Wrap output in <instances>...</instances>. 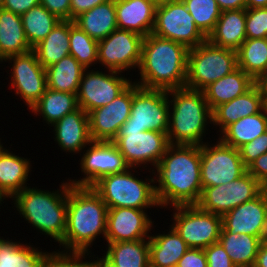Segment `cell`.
I'll use <instances>...</instances> for the list:
<instances>
[{"label": "cell", "instance_id": "7c38bea8", "mask_svg": "<svg viewBox=\"0 0 267 267\" xmlns=\"http://www.w3.org/2000/svg\"><path fill=\"white\" fill-rule=\"evenodd\" d=\"M217 140L212 146L208 140L201 146L202 188L230 183L247 171L239 149Z\"/></svg>", "mask_w": 267, "mask_h": 267}, {"label": "cell", "instance_id": "ab89813d", "mask_svg": "<svg viewBox=\"0 0 267 267\" xmlns=\"http://www.w3.org/2000/svg\"><path fill=\"white\" fill-rule=\"evenodd\" d=\"M188 12L194 19L195 25L206 36L214 30L221 10L216 0H182Z\"/></svg>", "mask_w": 267, "mask_h": 267}, {"label": "cell", "instance_id": "c3c4849f", "mask_svg": "<svg viewBox=\"0 0 267 267\" xmlns=\"http://www.w3.org/2000/svg\"><path fill=\"white\" fill-rule=\"evenodd\" d=\"M108 0H70V20L73 21L76 17L95 6L106 3Z\"/></svg>", "mask_w": 267, "mask_h": 267}, {"label": "cell", "instance_id": "7bdbcfd3", "mask_svg": "<svg viewBox=\"0 0 267 267\" xmlns=\"http://www.w3.org/2000/svg\"><path fill=\"white\" fill-rule=\"evenodd\" d=\"M244 166L247 168L260 155L267 153V131L239 148Z\"/></svg>", "mask_w": 267, "mask_h": 267}, {"label": "cell", "instance_id": "7402d4cb", "mask_svg": "<svg viewBox=\"0 0 267 267\" xmlns=\"http://www.w3.org/2000/svg\"><path fill=\"white\" fill-rule=\"evenodd\" d=\"M157 0H115L117 28L146 37L152 33Z\"/></svg>", "mask_w": 267, "mask_h": 267}, {"label": "cell", "instance_id": "ac0fdd59", "mask_svg": "<svg viewBox=\"0 0 267 267\" xmlns=\"http://www.w3.org/2000/svg\"><path fill=\"white\" fill-rule=\"evenodd\" d=\"M133 82L108 105L88 113L92 141L112 142L131 114Z\"/></svg>", "mask_w": 267, "mask_h": 267}, {"label": "cell", "instance_id": "52a82bcc", "mask_svg": "<svg viewBox=\"0 0 267 267\" xmlns=\"http://www.w3.org/2000/svg\"><path fill=\"white\" fill-rule=\"evenodd\" d=\"M237 68L235 50L215 46L206 40L188 51L185 87L203 91Z\"/></svg>", "mask_w": 267, "mask_h": 267}, {"label": "cell", "instance_id": "ee69618b", "mask_svg": "<svg viewBox=\"0 0 267 267\" xmlns=\"http://www.w3.org/2000/svg\"><path fill=\"white\" fill-rule=\"evenodd\" d=\"M204 252L208 267H237L219 242L204 248Z\"/></svg>", "mask_w": 267, "mask_h": 267}, {"label": "cell", "instance_id": "9c48e42d", "mask_svg": "<svg viewBox=\"0 0 267 267\" xmlns=\"http://www.w3.org/2000/svg\"><path fill=\"white\" fill-rule=\"evenodd\" d=\"M152 34L194 48L207 40L182 0H162L156 7Z\"/></svg>", "mask_w": 267, "mask_h": 267}, {"label": "cell", "instance_id": "30bf717a", "mask_svg": "<svg viewBox=\"0 0 267 267\" xmlns=\"http://www.w3.org/2000/svg\"><path fill=\"white\" fill-rule=\"evenodd\" d=\"M171 226L190 248L204 249L217 243L222 230V216L200 209L196 204L172 206Z\"/></svg>", "mask_w": 267, "mask_h": 267}, {"label": "cell", "instance_id": "277c9868", "mask_svg": "<svg viewBox=\"0 0 267 267\" xmlns=\"http://www.w3.org/2000/svg\"><path fill=\"white\" fill-rule=\"evenodd\" d=\"M59 186L57 191L28 186L11 199L27 223L60 245L67 227L68 182Z\"/></svg>", "mask_w": 267, "mask_h": 267}, {"label": "cell", "instance_id": "f1b7e54d", "mask_svg": "<svg viewBox=\"0 0 267 267\" xmlns=\"http://www.w3.org/2000/svg\"><path fill=\"white\" fill-rule=\"evenodd\" d=\"M267 131V107L259 113L240 118L228 125L219 135L226 145L239 149ZM221 135V136H220Z\"/></svg>", "mask_w": 267, "mask_h": 267}, {"label": "cell", "instance_id": "836d02e7", "mask_svg": "<svg viewBox=\"0 0 267 267\" xmlns=\"http://www.w3.org/2000/svg\"><path fill=\"white\" fill-rule=\"evenodd\" d=\"M103 255L117 267H150L149 239L108 243Z\"/></svg>", "mask_w": 267, "mask_h": 267}, {"label": "cell", "instance_id": "7dc6e473", "mask_svg": "<svg viewBox=\"0 0 267 267\" xmlns=\"http://www.w3.org/2000/svg\"><path fill=\"white\" fill-rule=\"evenodd\" d=\"M40 4L60 20H70V0H40Z\"/></svg>", "mask_w": 267, "mask_h": 267}, {"label": "cell", "instance_id": "680465c9", "mask_svg": "<svg viewBox=\"0 0 267 267\" xmlns=\"http://www.w3.org/2000/svg\"><path fill=\"white\" fill-rule=\"evenodd\" d=\"M6 240H7V239H4V237H3V238L0 237V247H1V245H2Z\"/></svg>", "mask_w": 267, "mask_h": 267}, {"label": "cell", "instance_id": "ffe728a7", "mask_svg": "<svg viewBox=\"0 0 267 267\" xmlns=\"http://www.w3.org/2000/svg\"><path fill=\"white\" fill-rule=\"evenodd\" d=\"M146 211L129 207L108 208L106 243L149 239L154 221Z\"/></svg>", "mask_w": 267, "mask_h": 267}, {"label": "cell", "instance_id": "f907efd6", "mask_svg": "<svg viewBox=\"0 0 267 267\" xmlns=\"http://www.w3.org/2000/svg\"><path fill=\"white\" fill-rule=\"evenodd\" d=\"M221 12L233 9H246V0H216Z\"/></svg>", "mask_w": 267, "mask_h": 267}, {"label": "cell", "instance_id": "d6a6232c", "mask_svg": "<svg viewBox=\"0 0 267 267\" xmlns=\"http://www.w3.org/2000/svg\"><path fill=\"white\" fill-rule=\"evenodd\" d=\"M218 242L237 267H253L263 240L248 234L221 231Z\"/></svg>", "mask_w": 267, "mask_h": 267}, {"label": "cell", "instance_id": "44dd1931", "mask_svg": "<svg viewBox=\"0 0 267 267\" xmlns=\"http://www.w3.org/2000/svg\"><path fill=\"white\" fill-rule=\"evenodd\" d=\"M54 141L61 151L78 154L92 142L89 133L88 114L79 107L52 125Z\"/></svg>", "mask_w": 267, "mask_h": 267}, {"label": "cell", "instance_id": "6da1fadb", "mask_svg": "<svg viewBox=\"0 0 267 267\" xmlns=\"http://www.w3.org/2000/svg\"><path fill=\"white\" fill-rule=\"evenodd\" d=\"M201 146L170 144L154 169L160 209L196 204L202 192ZM158 183V185H157Z\"/></svg>", "mask_w": 267, "mask_h": 267}, {"label": "cell", "instance_id": "9a60e30c", "mask_svg": "<svg viewBox=\"0 0 267 267\" xmlns=\"http://www.w3.org/2000/svg\"><path fill=\"white\" fill-rule=\"evenodd\" d=\"M143 40L140 34L117 28L98 41V64L104 69L121 73L138 69Z\"/></svg>", "mask_w": 267, "mask_h": 267}, {"label": "cell", "instance_id": "6f0895ef", "mask_svg": "<svg viewBox=\"0 0 267 267\" xmlns=\"http://www.w3.org/2000/svg\"><path fill=\"white\" fill-rule=\"evenodd\" d=\"M4 149H5V148H4V146H3L2 142H1V138H0V153H1Z\"/></svg>", "mask_w": 267, "mask_h": 267}, {"label": "cell", "instance_id": "f6af8a7d", "mask_svg": "<svg viewBox=\"0 0 267 267\" xmlns=\"http://www.w3.org/2000/svg\"><path fill=\"white\" fill-rule=\"evenodd\" d=\"M176 267H208L204 249L189 248Z\"/></svg>", "mask_w": 267, "mask_h": 267}, {"label": "cell", "instance_id": "8fae6325", "mask_svg": "<svg viewBox=\"0 0 267 267\" xmlns=\"http://www.w3.org/2000/svg\"><path fill=\"white\" fill-rule=\"evenodd\" d=\"M122 127L167 133L168 91L142 88L133 82L131 114Z\"/></svg>", "mask_w": 267, "mask_h": 267}, {"label": "cell", "instance_id": "94428289", "mask_svg": "<svg viewBox=\"0 0 267 267\" xmlns=\"http://www.w3.org/2000/svg\"><path fill=\"white\" fill-rule=\"evenodd\" d=\"M4 61H5V59L2 57L1 52H0V64H1V62L3 63Z\"/></svg>", "mask_w": 267, "mask_h": 267}, {"label": "cell", "instance_id": "8992f818", "mask_svg": "<svg viewBox=\"0 0 267 267\" xmlns=\"http://www.w3.org/2000/svg\"><path fill=\"white\" fill-rule=\"evenodd\" d=\"M135 169L137 168L130 167L125 172L105 175L91 187L100 195L108 208L129 207L140 210L159 208L152 168L149 172H152L153 177L144 180L136 177Z\"/></svg>", "mask_w": 267, "mask_h": 267}, {"label": "cell", "instance_id": "d6986e66", "mask_svg": "<svg viewBox=\"0 0 267 267\" xmlns=\"http://www.w3.org/2000/svg\"><path fill=\"white\" fill-rule=\"evenodd\" d=\"M267 240V189L222 216V230Z\"/></svg>", "mask_w": 267, "mask_h": 267}, {"label": "cell", "instance_id": "1f68e13d", "mask_svg": "<svg viewBox=\"0 0 267 267\" xmlns=\"http://www.w3.org/2000/svg\"><path fill=\"white\" fill-rule=\"evenodd\" d=\"M70 20H61L34 48L38 62L45 69L70 55Z\"/></svg>", "mask_w": 267, "mask_h": 267}, {"label": "cell", "instance_id": "91938a15", "mask_svg": "<svg viewBox=\"0 0 267 267\" xmlns=\"http://www.w3.org/2000/svg\"><path fill=\"white\" fill-rule=\"evenodd\" d=\"M4 0H0V10L3 9Z\"/></svg>", "mask_w": 267, "mask_h": 267}, {"label": "cell", "instance_id": "681fc988", "mask_svg": "<svg viewBox=\"0 0 267 267\" xmlns=\"http://www.w3.org/2000/svg\"><path fill=\"white\" fill-rule=\"evenodd\" d=\"M40 4V0H4L3 9L22 16L25 12Z\"/></svg>", "mask_w": 267, "mask_h": 267}, {"label": "cell", "instance_id": "11a10c76", "mask_svg": "<svg viewBox=\"0 0 267 267\" xmlns=\"http://www.w3.org/2000/svg\"><path fill=\"white\" fill-rule=\"evenodd\" d=\"M267 0H246V8L256 9V8H266Z\"/></svg>", "mask_w": 267, "mask_h": 267}, {"label": "cell", "instance_id": "60d3db41", "mask_svg": "<svg viewBox=\"0 0 267 267\" xmlns=\"http://www.w3.org/2000/svg\"><path fill=\"white\" fill-rule=\"evenodd\" d=\"M245 31L250 39L267 38V7L246 8Z\"/></svg>", "mask_w": 267, "mask_h": 267}, {"label": "cell", "instance_id": "f5cc1de1", "mask_svg": "<svg viewBox=\"0 0 267 267\" xmlns=\"http://www.w3.org/2000/svg\"><path fill=\"white\" fill-rule=\"evenodd\" d=\"M90 253H87V256H88V258L89 257H93V265H94V267H117V266H115L114 264H112L105 256H101L100 258L98 257V255H97V257H94L95 255H93L92 256V253H91V255H89ZM96 260H95V259Z\"/></svg>", "mask_w": 267, "mask_h": 267}, {"label": "cell", "instance_id": "4fadbf2b", "mask_svg": "<svg viewBox=\"0 0 267 267\" xmlns=\"http://www.w3.org/2000/svg\"><path fill=\"white\" fill-rule=\"evenodd\" d=\"M265 188L247 171L239 178L219 186L202 188L196 205L223 216L237 206L257 197Z\"/></svg>", "mask_w": 267, "mask_h": 267}, {"label": "cell", "instance_id": "bcb514c9", "mask_svg": "<svg viewBox=\"0 0 267 267\" xmlns=\"http://www.w3.org/2000/svg\"><path fill=\"white\" fill-rule=\"evenodd\" d=\"M247 172L267 188V153L260 155L248 167Z\"/></svg>", "mask_w": 267, "mask_h": 267}, {"label": "cell", "instance_id": "7a4b0ae2", "mask_svg": "<svg viewBox=\"0 0 267 267\" xmlns=\"http://www.w3.org/2000/svg\"><path fill=\"white\" fill-rule=\"evenodd\" d=\"M108 207L91 186H75L68 182L67 227L63 253H91L98 236L106 237Z\"/></svg>", "mask_w": 267, "mask_h": 267}, {"label": "cell", "instance_id": "4dcf8cb0", "mask_svg": "<svg viewBox=\"0 0 267 267\" xmlns=\"http://www.w3.org/2000/svg\"><path fill=\"white\" fill-rule=\"evenodd\" d=\"M78 108L77 94L47 88L30 110L35 116H42L46 124L52 127L55 122Z\"/></svg>", "mask_w": 267, "mask_h": 267}, {"label": "cell", "instance_id": "2e32d148", "mask_svg": "<svg viewBox=\"0 0 267 267\" xmlns=\"http://www.w3.org/2000/svg\"><path fill=\"white\" fill-rule=\"evenodd\" d=\"M5 62L12 63L11 89L16 96L25 102L30 108L41 98L47 89L46 69L38 62L36 53L31 50L28 53L10 56Z\"/></svg>", "mask_w": 267, "mask_h": 267}, {"label": "cell", "instance_id": "5b68a950", "mask_svg": "<svg viewBox=\"0 0 267 267\" xmlns=\"http://www.w3.org/2000/svg\"><path fill=\"white\" fill-rule=\"evenodd\" d=\"M168 101L169 143L202 146L208 124L212 125V111L204 92L186 87L172 89L168 91Z\"/></svg>", "mask_w": 267, "mask_h": 267}, {"label": "cell", "instance_id": "b9f144b4", "mask_svg": "<svg viewBox=\"0 0 267 267\" xmlns=\"http://www.w3.org/2000/svg\"><path fill=\"white\" fill-rule=\"evenodd\" d=\"M85 256L87 253H63L59 249L49 252L43 267H94L93 258L87 261Z\"/></svg>", "mask_w": 267, "mask_h": 267}, {"label": "cell", "instance_id": "d590c367", "mask_svg": "<svg viewBox=\"0 0 267 267\" xmlns=\"http://www.w3.org/2000/svg\"><path fill=\"white\" fill-rule=\"evenodd\" d=\"M8 239L0 247V267H43L49 253Z\"/></svg>", "mask_w": 267, "mask_h": 267}, {"label": "cell", "instance_id": "816d5d0a", "mask_svg": "<svg viewBox=\"0 0 267 267\" xmlns=\"http://www.w3.org/2000/svg\"><path fill=\"white\" fill-rule=\"evenodd\" d=\"M253 267H267V240L260 245Z\"/></svg>", "mask_w": 267, "mask_h": 267}, {"label": "cell", "instance_id": "9f6ffc18", "mask_svg": "<svg viewBox=\"0 0 267 267\" xmlns=\"http://www.w3.org/2000/svg\"><path fill=\"white\" fill-rule=\"evenodd\" d=\"M9 198L8 196H6L1 190H0V204L2 205L3 200ZM0 205V206H1Z\"/></svg>", "mask_w": 267, "mask_h": 267}, {"label": "cell", "instance_id": "4316f807", "mask_svg": "<svg viewBox=\"0 0 267 267\" xmlns=\"http://www.w3.org/2000/svg\"><path fill=\"white\" fill-rule=\"evenodd\" d=\"M30 162V158L18 156L7 148L0 153V190L9 198L27 187L32 171Z\"/></svg>", "mask_w": 267, "mask_h": 267}, {"label": "cell", "instance_id": "8d00e7d4", "mask_svg": "<svg viewBox=\"0 0 267 267\" xmlns=\"http://www.w3.org/2000/svg\"><path fill=\"white\" fill-rule=\"evenodd\" d=\"M236 52L238 68L257 82L267 71V38H246Z\"/></svg>", "mask_w": 267, "mask_h": 267}, {"label": "cell", "instance_id": "e575fe53", "mask_svg": "<svg viewBox=\"0 0 267 267\" xmlns=\"http://www.w3.org/2000/svg\"><path fill=\"white\" fill-rule=\"evenodd\" d=\"M85 70L73 56L68 55L46 68L47 88L77 94Z\"/></svg>", "mask_w": 267, "mask_h": 267}, {"label": "cell", "instance_id": "f546056e", "mask_svg": "<svg viewBox=\"0 0 267 267\" xmlns=\"http://www.w3.org/2000/svg\"><path fill=\"white\" fill-rule=\"evenodd\" d=\"M33 50L24 33L20 15L0 10V52L4 59Z\"/></svg>", "mask_w": 267, "mask_h": 267}, {"label": "cell", "instance_id": "db71d44e", "mask_svg": "<svg viewBox=\"0 0 267 267\" xmlns=\"http://www.w3.org/2000/svg\"><path fill=\"white\" fill-rule=\"evenodd\" d=\"M256 83L261 88L264 98V104L267 107V71Z\"/></svg>", "mask_w": 267, "mask_h": 267}, {"label": "cell", "instance_id": "5bb4252c", "mask_svg": "<svg viewBox=\"0 0 267 267\" xmlns=\"http://www.w3.org/2000/svg\"><path fill=\"white\" fill-rule=\"evenodd\" d=\"M132 80L117 71L86 69L77 92L78 105L87 114L98 107L108 105L132 83Z\"/></svg>", "mask_w": 267, "mask_h": 267}, {"label": "cell", "instance_id": "83f0119b", "mask_svg": "<svg viewBox=\"0 0 267 267\" xmlns=\"http://www.w3.org/2000/svg\"><path fill=\"white\" fill-rule=\"evenodd\" d=\"M91 38L99 41L117 29L115 0L95 6L73 20Z\"/></svg>", "mask_w": 267, "mask_h": 267}, {"label": "cell", "instance_id": "603a6c76", "mask_svg": "<svg viewBox=\"0 0 267 267\" xmlns=\"http://www.w3.org/2000/svg\"><path fill=\"white\" fill-rule=\"evenodd\" d=\"M265 107L261 88L256 83L250 90L235 99L217 106L212 111V124L221 133L240 118L259 113Z\"/></svg>", "mask_w": 267, "mask_h": 267}, {"label": "cell", "instance_id": "484cf974", "mask_svg": "<svg viewBox=\"0 0 267 267\" xmlns=\"http://www.w3.org/2000/svg\"><path fill=\"white\" fill-rule=\"evenodd\" d=\"M255 84L256 81L251 76L237 68L232 73L211 83L203 92L209 108L213 111L217 106L243 95Z\"/></svg>", "mask_w": 267, "mask_h": 267}, {"label": "cell", "instance_id": "ba28073f", "mask_svg": "<svg viewBox=\"0 0 267 267\" xmlns=\"http://www.w3.org/2000/svg\"><path fill=\"white\" fill-rule=\"evenodd\" d=\"M112 142L123 155L129 167L141 168L142 166L145 170V167L149 168L150 164L153 166L152 171L170 145L167 133L128 127H121Z\"/></svg>", "mask_w": 267, "mask_h": 267}, {"label": "cell", "instance_id": "d4e9b609", "mask_svg": "<svg viewBox=\"0 0 267 267\" xmlns=\"http://www.w3.org/2000/svg\"><path fill=\"white\" fill-rule=\"evenodd\" d=\"M169 226L167 233L150 234V267H176L180 258L190 248L178 232L171 225Z\"/></svg>", "mask_w": 267, "mask_h": 267}, {"label": "cell", "instance_id": "cb8c5ba5", "mask_svg": "<svg viewBox=\"0 0 267 267\" xmlns=\"http://www.w3.org/2000/svg\"><path fill=\"white\" fill-rule=\"evenodd\" d=\"M246 9L223 11L207 40L218 47L237 50L245 41Z\"/></svg>", "mask_w": 267, "mask_h": 267}, {"label": "cell", "instance_id": "3957f363", "mask_svg": "<svg viewBox=\"0 0 267 267\" xmlns=\"http://www.w3.org/2000/svg\"><path fill=\"white\" fill-rule=\"evenodd\" d=\"M189 49L178 42L152 33L144 37L138 67L142 88L169 91L184 88Z\"/></svg>", "mask_w": 267, "mask_h": 267}, {"label": "cell", "instance_id": "e0dca14e", "mask_svg": "<svg viewBox=\"0 0 267 267\" xmlns=\"http://www.w3.org/2000/svg\"><path fill=\"white\" fill-rule=\"evenodd\" d=\"M86 148L78 163L84 176L82 179H68L71 185L92 186L105 175L125 172L130 168L113 142L92 141Z\"/></svg>", "mask_w": 267, "mask_h": 267}, {"label": "cell", "instance_id": "f35d334b", "mask_svg": "<svg viewBox=\"0 0 267 267\" xmlns=\"http://www.w3.org/2000/svg\"><path fill=\"white\" fill-rule=\"evenodd\" d=\"M69 52L84 68L98 64V41L70 20Z\"/></svg>", "mask_w": 267, "mask_h": 267}, {"label": "cell", "instance_id": "74e56055", "mask_svg": "<svg viewBox=\"0 0 267 267\" xmlns=\"http://www.w3.org/2000/svg\"><path fill=\"white\" fill-rule=\"evenodd\" d=\"M21 18L26 39L32 49L61 21L42 4L34 6L25 12Z\"/></svg>", "mask_w": 267, "mask_h": 267}]
</instances>
